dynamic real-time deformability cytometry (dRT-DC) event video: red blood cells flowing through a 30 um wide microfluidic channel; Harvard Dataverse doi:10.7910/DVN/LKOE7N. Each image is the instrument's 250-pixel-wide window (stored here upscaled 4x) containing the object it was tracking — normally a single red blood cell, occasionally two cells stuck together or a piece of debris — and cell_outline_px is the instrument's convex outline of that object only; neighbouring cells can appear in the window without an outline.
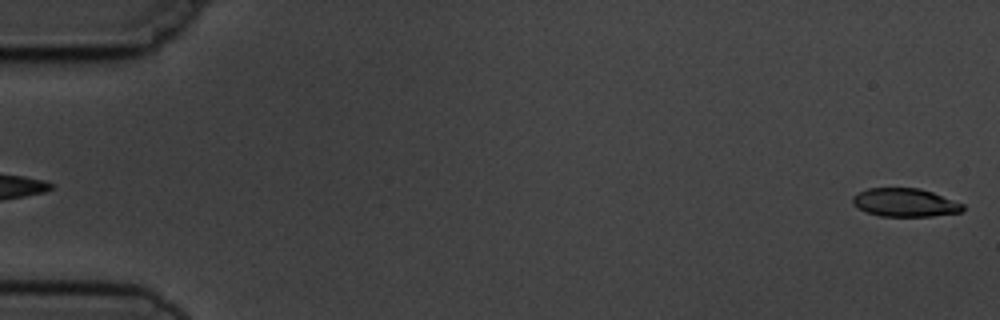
{"species": "common noctule bat (a hibernating species)", "species_latin": "Nyctalus noctula", "temperature_condition": "cold", "stored_images_in_passage": 5, "segment_of_instrument_passage": [2, 2], "camera_frame_rate_fps": 3000, "um_per_image_px": 0.085, "animal": {"sex": "male", "body_mass_g": 19.5, "forearm_length_mm": 54.6}, "frame": {"image": 1, "passage_image": 5, "time_ms": 5.333, "image_size_px": [1000, 320], "cell_outline_px": [[964, 208], [960, 212], [932, 216], [880, 216], [856, 208], [852, 204], [852, 196], [868, 188], [920, 188], [932, 192], [964, 204]], "centroid_in_image_um": [76.9, 17.21], "position_along_channel_um": 8.1, "area_um2": 18.15}}